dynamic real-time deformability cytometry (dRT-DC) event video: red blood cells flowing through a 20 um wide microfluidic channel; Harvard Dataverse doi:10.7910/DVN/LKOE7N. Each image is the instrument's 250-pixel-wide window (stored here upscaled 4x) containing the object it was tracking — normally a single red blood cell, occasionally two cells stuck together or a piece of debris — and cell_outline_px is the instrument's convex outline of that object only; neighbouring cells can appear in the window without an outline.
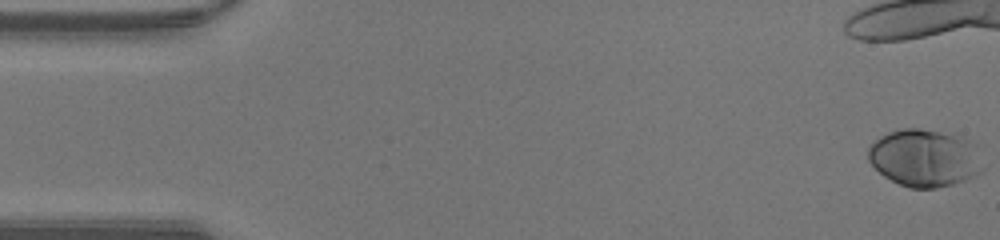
{"species": "human", "species_latin": "Homo sapiens", "temperature_condition": "warm", "stored_images_in_passage": 13, "camera_frame_rate_fps": 3000, "um_per_image_px": 0.085, "donor": {"sex": "male"}, "frame": {"image": 1, "passage_image": 1, "time_ms": 0.0, "image_size_px": [1000, 240], "cell_outline_px": [[984, 172], [976, 176], [952, 184], [936, 188], [908, 188], [884, 176], [868, 160], [868, 148], [872, 140], [888, 132], [900, 128], [920, 128], [960, 136], [976, 144], [984, 168]], "centroid_in_image_um": [78.61, 13.42], "position_along_channel_um": 6.4, "area_um2": 38.78}}